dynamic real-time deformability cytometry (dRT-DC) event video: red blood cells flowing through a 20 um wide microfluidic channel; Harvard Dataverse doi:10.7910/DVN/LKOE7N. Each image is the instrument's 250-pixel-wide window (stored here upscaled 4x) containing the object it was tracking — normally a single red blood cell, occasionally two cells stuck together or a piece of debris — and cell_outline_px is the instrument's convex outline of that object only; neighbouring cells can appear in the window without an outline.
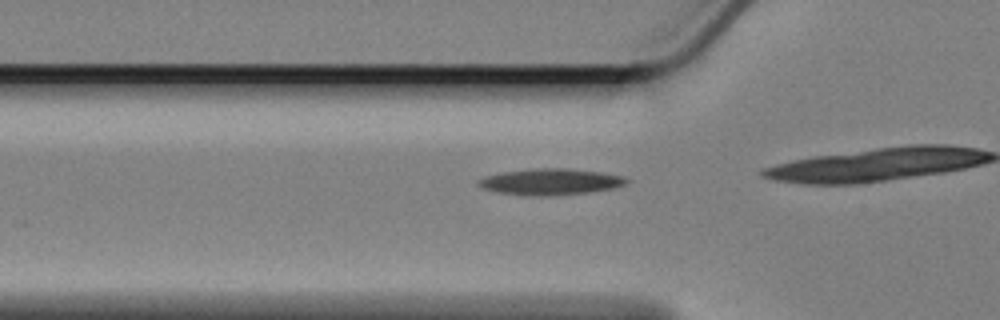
{"species": "Egyptian fruit bat (a non-hibernating species)", "species_latin": "Rousettus aegyptiacus", "temperature_condition": "cold", "stored_images_in_passage": 31, "camera_frame_rate_fps": 3000, "um_per_image_px": 0.085, "animal": {"sex": "female"}, "frame": {"image": 1, "passage_image": 4, "time_ms": 1.0, "image_size_px": [1000, 320], "cell_outline_px": [[628, 180], [624, 184], [612, 188], [588, 192], [540, 196], [536, 196], [500, 192], [484, 188], [476, 184], [476, 180], [488, 176], [504, 172], [532, 168], [568, 168], [600, 172], [624, 176]], "centroid_in_image_um": [46.79, 15.43], "position_along_channel_um": 79.0, "area_um2": 22.2}}
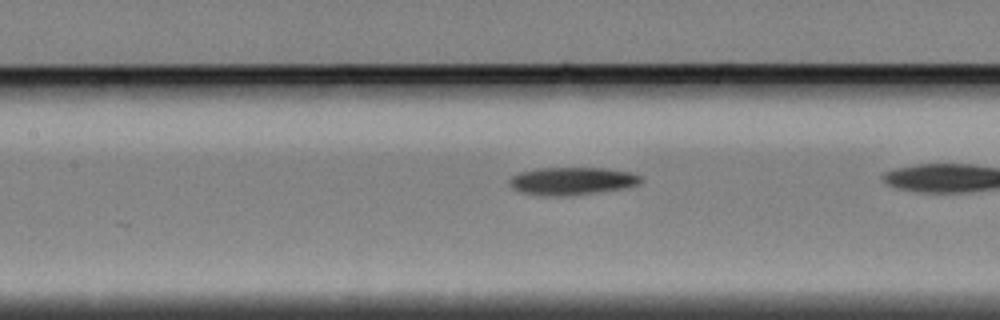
{"frame": {"image": 2, "passage_image": 11, "time_ms": 3.333, "image_size_px": [1000, 320], "cell_outline_px": [[644, 180], [640, 184], [624, 188], [568, 196], [540, 196], [520, 192], [512, 188], [508, 184], [508, 180], [512, 176], [520, 172], [536, 168], [604, 168], [632, 172], [640, 176]], "centroid_in_image_um": [48.59, 15.39], "position_along_channel_um": 158.8, "area_um2": 21.5}}
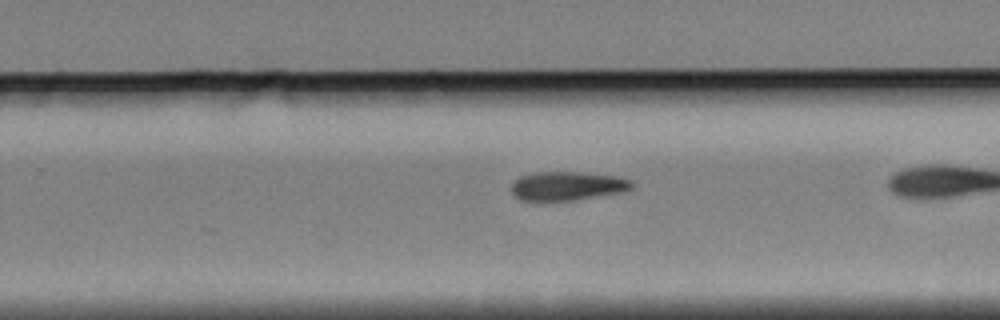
{"frame": {"image": 3, "passage_image": 22, "time_ms": 7.0, "image_size_px": [1000, 320], "cell_outline_px": [[636, 184], [628, 192], [576, 200], [520, 200], [512, 192], [512, 184], [520, 176], [532, 172], [580, 172], [620, 176], [632, 180]], "centroid_in_image_um": [48.34, 15.8], "position_along_channel_um": 281.5, "area_um2": 20.63}}